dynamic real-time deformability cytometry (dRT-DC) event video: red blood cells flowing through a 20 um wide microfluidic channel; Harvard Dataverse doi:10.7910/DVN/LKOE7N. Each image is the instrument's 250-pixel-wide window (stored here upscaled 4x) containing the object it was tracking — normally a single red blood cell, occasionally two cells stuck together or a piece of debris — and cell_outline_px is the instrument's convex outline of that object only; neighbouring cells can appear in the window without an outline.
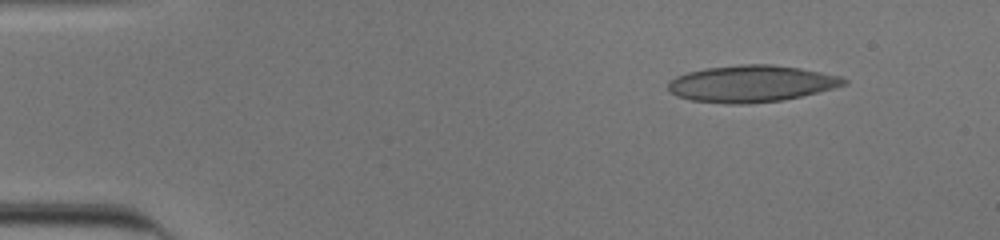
{"species": "human", "species_latin": "Homo sapiens", "temperature_condition": "cold", "stored_images_in_passage": 47, "camera_frame_rate_fps": 3000, "um_per_image_px": 0.085, "donor": {"sex": "male"}, "frame": {"image": 1, "passage_image": 1, "time_ms": 0.0, "image_size_px": [1000, 240], "cell_outline_px": [[848, 84], [800, 96], [780, 100], [748, 104], [732, 104], [692, 100], [676, 96], [668, 92], [668, 84], [676, 76], [688, 72], [704, 68], [740, 64], [772, 64], [800, 68], [840, 76], [848, 80]], "centroid_in_image_um": [63.84, 7.1], "position_along_channel_um": 21.2, "area_um2": 37.45}}
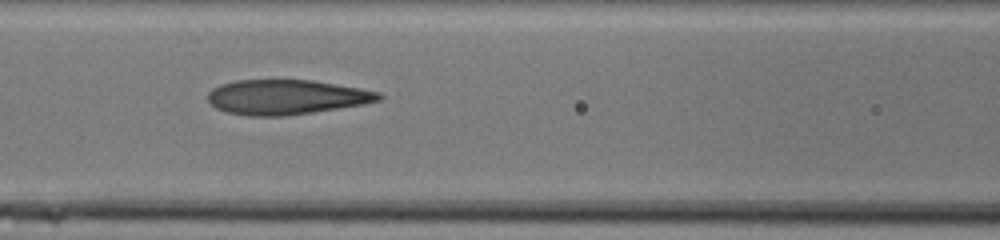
{"frame": {"image": 2, "passage_image": 18, "time_ms": 5.667, "image_size_px": [1000, 240], "cell_outline_px": [[384, 96], [380, 100], [364, 104], [312, 112], [284, 116], [248, 116], [228, 112], [216, 108], [208, 100], [208, 92], [212, 88], [220, 84], [236, 80], [312, 80], [360, 88], [380, 92]], "centroid_in_image_um": [24.34, 8.25], "position_along_channel_um": 142.3, "area_um2": 34.62}}
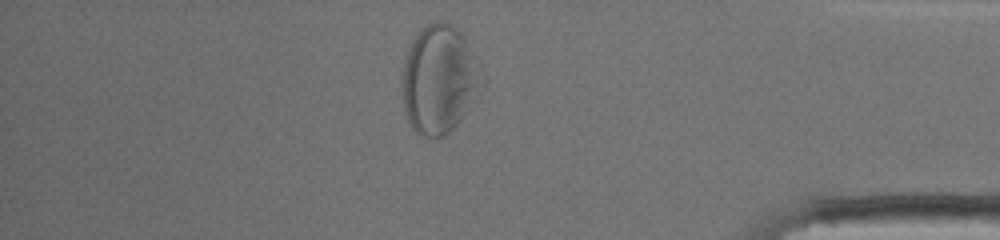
{"frame": {"image": 3, "passage_image": 40, "time_ms": 13.0, "image_size_px": [1000, 240], "cell_outline_px": [[476, 84], [460, 120], [444, 136], [420, 136], [412, 128], [408, 120], [400, 96], [400, 80], [404, 64], [408, 52], [416, 36], [428, 24], [436, 20], [440, 20], [448, 24], [460, 32], [468, 48], [476, 80]], "centroid_in_image_um": [37.13, 6.79], "position_along_channel_um": 398.1, "area_um2": 47.16}, "authors_computed_cell_mechanics": {"area_um2": 36.6452, "velocity_mm_per_s": 3.8898, "shape_relaxation_time_tau1_ms": null, "shape_relaxation_time_tau2_ms": 1.5709, "deformation_change_tau1": null, "deformation_change_tau2": 0.1026}}